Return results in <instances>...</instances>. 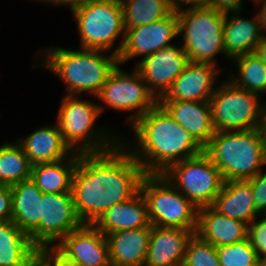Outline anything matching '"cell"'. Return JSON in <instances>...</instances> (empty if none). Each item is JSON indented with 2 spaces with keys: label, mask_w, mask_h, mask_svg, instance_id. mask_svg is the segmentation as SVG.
Here are the masks:
<instances>
[{
  "label": "cell",
  "mask_w": 266,
  "mask_h": 266,
  "mask_svg": "<svg viewBox=\"0 0 266 266\" xmlns=\"http://www.w3.org/2000/svg\"><path fill=\"white\" fill-rule=\"evenodd\" d=\"M144 175L121 141L105 152L81 153L71 184L79 219L94 224L107 209L135 196Z\"/></svg>",
  "instance_id": "6da1fadb"
},
{
  "label": "cell",
  "mask_w": 266,
  "mask_h": 266,
  "mask_svg": "<svg viewBox=\"0 0 266 266\" xmlns=\"http://www.w3.org/2000/svg\"><path fill=\"white\" fill-rule=\"evenodd\" d=\"M37 259L44 266H81L63 253L56 245H44L37 248Z\"/></svg>",
  "instance_id": "d6a6232c"
},
{
  "label": "cell",
  "mask_w": 266,
  "mask_h": 266,
  "mask_svg": "<svg viewBox=\"0 0 266 266\" xmlns=\"http://www.w3.org/2000/svg\"><path fill=\"white\" fill-rule=\"evenodd\" d=\"M133 142H123L145 174H163L172 164L194 157L204 148L157 103L130 125ZM130 144H129V143Z\"/></svg>",
  "instance_id": "7a4b0ae2"
},
{
  "label": "cell",
  "mask_w": 266,
  "mask_h": 266,
  "mask_svg": "<svg viewBox=\"0 0 266 266\" xmlns=\"http://www.w3.org/2000/svg\"><path fill=\"white\" fill-rule=\"evenodd\" d=\"M177 16L181 46L189 62L217 66V55L227 58L223 47L226 14L209 6L186 9L177 12Z\"/></svg>",
  "instance_id": "52a82bcc"
},
{
  "label": "cell",
  "mask_w": 266,
  "mask_h": 266,
  "mask_svg": "<svg viewBox=\"0 0 266 266\" xmlns=\"http://www.w3.org/2000/svg\"><path fill=\"white\" fill-rule=\"evenodd\" d=\"M56 123L65 142L77 153H100L113 149L121 137L97 127L101 115L97 103L65 94L60 102Z\"/></svg>",
  "instance_id": "5b68a950"
},
{
  "label": "cell",
  "mask_w": 266,
  "mask_h": 266,
  "mask_svg": "<svg viewBox=\"0 0 266 266\" xmlns=\"http://www.w3.org/2000/svg\"><path fill=\"white\" fill-rule=\"evenodd\" d=\"M244 0H209V6L223 14L241 12Z\"/></svg>",
  "instance_id": "8d00e7d4"
},
{
  "label": "cell",
  "mask_w": 266,
  "mask_h": 266,
  "mask_svg": "<svg viewBox=\"0 0 266 266\" xmlns=\"http://www.w3.org/2000/svg\"><path fill=\"white\" fill-rule=\"evenodd\" d=\"M56 246L81 266H111L107 239L93 224L71 231Z\"/></svg>",
  "instance_id": "2e32d148"
},
{
  "label": "cell",
  "mask_w": 266,
  "mask_h": 266,
  "mask_svg": "<svg viewBox=\"0 0 266 266\" xmlns=\"http://www.w3.org/2000/svg\"><path fill=\"white\" fill-rule=\"evenodd\" d=\"M120 3L125 28L147 25L173 12L167 0H120Z\"/></svg>",
  "instance_id": "f546056e"
},
{
  "label": "cell",
  "mask_w": 266,
  "mask_h": 266,
  "mask_svg": "<svg viewBox=\"0 0 266 266\" xmlns=\"http://www.w3.org/2000/svg\"><path fill=\"white\" fill-rule=\"evenodd\" d=\"M254 4H256L258 7L259 5H261V8H259V12L256 14L261 23L263 31L266 32V0H256Z\"/></svg>",
  "instance_id": "ab89813d"
},
{
  "label": "cell",
  "mask_w": 266,
  "mask_h": 266,
  "mask_svg": "<svg viewBox=\"0 0 266 266\" xmlns=\"http://www.w3.org/2000/svg\"><path fill=\"white\" fill-rule=\"evenodd\" d=\"M85 1H88V0H56V7H60L61 5L64 6V5H69V8L78 4V3H81V2H85Z\"/></svg>",
  "instance_id": "b9f144b4"
},
{
  "label": "cell",
  "mask_w": 266,
  "mask_h": 266,
  "mask_svg": "<svg viewBox=\"0 0 266 266\" xmlns=\"http://www.w3.org/2000/svg\"><path fill=\"white\" fill-rule=\"evenodd\" d=\"M167 1L173 12H180L192 8L209 7V0H167ZM183 6L185 8H183Z\"/></svg>",
  "instance_id": "74e56055"
},
{
  "label": "cell",
  "mask_w": 266,
  "mask_h": 266,
  "mask_svg": "<svg viewBox=\"0 0 266 266\" xmlns=\"http://www.w3.org/2000/svg\"><path fill=\"white\" fill-rule=\"evenodd\" d=\"M248 181L251 183L256 210L260 214H266V171L261 170Z\"/></svg>",
  "instance_id": "e575fe53"
},
{
  "label": "cell",
  "mask_w": 266,
  "mask_h": 266,
  "mask_svg": "<svg viewBox=\"0 0 266 266\" xmlns=\"http://www.w3.org/2000/svg\"><path fill=\"white\" fill-rule=\"evenodd\" d=\"M43 49L39 51L43 60L38 66L43 65L61 78L67 95L88 92L96 97L118 64V56L105 50L79 48L74 51L54 46Z\"/></svg>",
  "instance_id": "3957f363"
},
{
  "label": "cell",
  "mask_w": 266,
  "mask_h": 266,
  "mask_svg": "<svg viewBox=\"0 0 266 266\" xmlns=\"http://www.w3.org/2000/svg\"><path fill=\"white\" fill-rule=\"evenodd\" d=\"M125 30L124 42L118 54V63L121 66L130 59L139 56L144 58L162 48L174 45L173 38L179 36L177 12H172L153 23Z\"/></svg>",
  "instance_id": "4fadbf2b"
},
{
  "label": "cell",
  "mask_w": 266,
  "mask_h": 266,
  "mask_svg": "<svg viewBox=\"0 0 266 266\" xmlns=\"http://www.w3.org/2000/svg\"><path fill=\"white\" fill-rule=\"evenodd\" d=\"M212 207L219 213L248 225L261 215L256 210L251 183L248 180L224 182Z\"/></svg>",
  "instance_id": "603a6c76"
},
{
  "label": "cell",
  "mask_w": 266,
  "mask_h": 266,
  "mask_svg": "<svg viewBox=\"0 0 266 266\" xmlns=\"http://www.w3.org/2000/svg\"><path fill=\"white\" fill-rule=\"evenodd\" d=\"M12 221L27 235L40 223L42 192L31 179L11 186Z\"/></svg>",
  "instance_id": "484cf974"
},
{
  "label": "cell",
  "mask_w": 266,
  "mask_h": 266,
  "mask_svg": "<svg viewBox=\"0 0 266 266\" xmlns=\"http://www.w3.org/2000/svg\"><path fill=\"white\" fill-rule=\"evenodd\" d=\"M237 87L228 78L217 84L209 99L215 131H247L258 128L262 99Z\"/></svg>",
  "instance_id": "9c48e42d"
},
{
  "label": "cell",
  "mask_w": 266,
  "mask_h": 266,
  "mask_svg": "<svg viewBox=\"0 0 266 266\" xmlns=\"http://www.w3.org/2000/svg\"><path fill=\"white\" fill-rule=\"evenodd\" d=\"M204 148L215 134L209 101H158Z\"/></svg>",
  "instance_id": "d6986e66"
},
{
  "label": "cell",
  "mask_w": 266,
  "mask_h": 266,
  "mask_svg": "<svg viewBox=\"0 0 266 266\" xmlns=\"http://www.w3.org/2000/svg\"><path fill=\"white\" fill-rule=\"evenodd\" d=\"M220 266H257L258 255L249 238L216 247Z\"/></svg>",
  "instance_id": "4dcf8cb0"
},
{
  "label": "cell",
  "mask_w": 266,
  "mask_h": 266,
  "mask_svg": "<svg viewBox=\"0 0 266 266\" xmlns=\"http://www.w3.org/2000/svg\"><path fill=\"white\" fill-rule=\"evenodd\" d=\"M34 1H39V2H43L45 4H52V6H55L56 7V0H34Z\"/></svg>",
  "instance_id": "ee69618b"
},
{
  "label": "cell",
  "mask_w": 266,
  "mask_h": 266,
  "mask_svg": "<svg viewBox=\"0 0 266 266\" xmlns=\"http://www.w3.org/2000/svg\"><path fill=\"white\" fill-rule=\"evenodd\" d=\"M151 225L196 233L198 209L163 174H145L140 183Z\"/></svg>",
  "instance_id": "ba28073f"
},
{
  "label": "cell",
  "mask_w": 266,
  "mask_h": 266,
  "mask_svg": "<svg viewBox=\"0 0 266 266\" xmlns=\"http://www.w3.org/2000/svg\"><path fill=\"white\" fill-rule=\"evenodd\" d=\"M163 175L197 209L212 206L225 182L219 168L204 151L172 164Z\"/></svg>",
  "instance_id": "30bf717a"
},
{
  "label": "cell",
  "mask_w": 266,
  "mask_h": 266,
  "mask_svg": "<svg viewBox=\"0 0 266 266\" xmlns=\"http://www.w3.org/2000/svg\"><path fill=\"white\" fill-rule=\"evenodd\" d=\"M240 13L233 12L225 16L223 47L230 60L253 53L265 33L257 15L249 19L240 17Z\"/></svg>",
  "instance_id": "7402d4cb"
},
{
  "label": "cell",
  "mask_w": 266,
  "mask_h": 266,
  "mask_svg": "<svg viewBox=\"0 0 266 266\" xmlns=\"http://www.w3.org/2000/svg\"><path fill=\"white\" fill-rule=\"evenodd\" d=\"M253 54L266 64V32L255 47Z\"/></svg>",
  "instance_id": "f35d334b"
},
{
  "label": "cell",
  "mask_w": 266,
  "mask_h": 266,
  "mask_svg": "<svg viewBox=\"0 0 266 266\" xmlns=\"http://www.w3.org/2000/svg\"><path fill=\"white\" fill-rule=\"evenodd\" d=\"M37 247L12 220L0 221V266H30Z\"/></svg>",
  "instance_id": "d4e9b609"
},
{
  "label": "cell",
  "mask_w": 266,
  "mask_h": 266,
  "mask_svg": "<svg viewBox=\"0 0 266 266\" xmlns=\"http://www.w3.org/2000/svg\"><path fill=\"white\" fill-rule=\"evenodd\" d=\"M257 266H266V255L258 257Z\"/></svg>",
  "instance_id": "7bdbcfd3"
},
{
  "label": "cell",
  "mask_w": 266,
  "mask_h": 266,
  "mask_svg": "<svg viewBox=\"0 0 266 266\" xmlns=\"http://www.w3.org/2000/svg\"><path fill=\"white\" fill-rule=\"evenodd\" d=\"M93 225L104 235L115 231L148 227L150 221L143 194L139 191L132 198L110 207Z\"/></svg>",
  "instance_id": "cb8c5ba5"
},
{
  "label": "cell",
  "mask_w": 266,
  "mask_h": 266,
  "mask_svg": "<svg viewBox=\"0 0 266 266\" xmlns=\"http://www.w3.org/2000/svg\"><path fill=\"white\" fill-rule=\"evenodd\" d=\"M17 142L22 146L32 166L58 162L75 153L65 142L56 122L36 128Z\"/></svg>",
  "instance_id": "ac0fdd59"
},
{
  "label": "cell",
  "mask_w": 266,
  "mask_h": 266,
  "mask_svg": "<svg viewBox=\"0 0 266 266\" xmlns=\"http://www.w3.org/2000/svg\"><path fill=\"white\" fill-rule=\"evenodd\" d=\"M202 240L218 247L248 238V224L229 218L212 206L198 209L196 233Z\"/></svg>",
  "instance_id": "44dd1931"
},
{
  "label": "cell",
  "mask_w": 266,
  "mask_h": 266,
  "mask_svg": "<svg viewBox=\"0 0 266 266\" xmlns=\"http://www.w3.org/2000/svg\"><path fill=\"white\" fill-rule=\"evenodd\" d=\"M69 9L77 23L80 48L110 52L120 37V44L111 51L118 56L126 31L120 0H88Z\"/></svg>",
  "instance_id": "8992f818"
},
{
  "label": "cell",
  "mask_w": 266,
  "mask_h": 266,
  "mask_svg": "<svg viewBox=\"0 0 266 266\" xmlns=\"http://www.w3.org/2000/svg\"><path fill=\"white\" fill-rule=\"evenodd\" d=\"M238 72L229 74L228 79L237 87L251 93L265 95L266 93V64L253 53L241 55L233 59ZM237 63V64H236Z\"/></svg>",
  "instance_id": "f1b7e54d"
},
{
  "label": "cell",
  "mask_w": 266,
  "mask_h": 266,
  "mask_svg": "<svg viewBox=\"0 0 266 266\" xmlns=\"http://www.w3.org/2000/svg\"><path fill=\"white\" fill-rule=\"evenodd\" d=\"M30 266H44L38 259H36Z\"/></svg>",
  "instance_id": "f6af8a7d"
},
{
  "label": "cell",
  "mask_w": 266,
  "mask_h": 266,
  "mask_svg": "<svg viewBox=\"0 0 266 266\" xmlns=\"http://www.w3.org/2000/svg\"><path fill=\"white\" fill-rule=\"evenodd\" d=\"M263 105L261 109V115H260V122L258 126V130L261 134V137L264 141V144L266 145V102L263 100Z\"/></svg>",
  "instance_id": "60d3db41"
},
{
  "label": "cell",
  "mask_w": 266,
  "mask_h": 266,
  "mask_svg": "<svg viewBox=\"0 0 266 266\" xmlns=\"http://www.w3.org/2000/svg\"><path fill=\"white\" fill-rule=\"evenodd\" d=\"M182 266H220L216 246L194 234L188 242Z\"/></svg>",
  "instance_id": "1f68e13d"
},
{
  "label": "cell",
  "mask_w": 266,
  "mask_h": 266,
  "mask_svg": "<svg viewBox=\"0 0 266 266\" xmlns=\"http://www.w3.org/2000/svg\"><path fill=\"white\" fill-rule=\"evenodd\" d=\"M12 219V192L11 186L0 185V221Z\"/></svg>",
  "instance_id": "d590c367"
},
{
  "label": "cell",
  "mask_w": 266,
  "mask_h": 266,
  "mask_svg": "<svg viewBox=\"0 0 266 266\" xmlns=\"http://www.w3.org/2000/svg\"><path fill=\"white\" fill-rule=\"evenodd\" d=\"M204 152L219 168L225 182L251 179L266 165V145L258 128L215 131Z\"/></svg>",
  "instance_id": "277c9868"
},
{
  "label": "cell",
  "mask_w": 266,
  "mask_h": 266,
  "mask_svg": "<svg viewBox=\"0 0 266 266\" xmlns=\"http://www.w3.org/2000/svg\"><path fill=\"white\" fill-rule=\"evenodd\" d=\"M32 165L17 142L0 145V185L13 186L30 179Z\"/></svg>",
  "instance_id": "83f0119b"
},
{
  "label": "cell",
  "mask_w": 266,
  "mask_h": 266,
  "mask_svg": "<svg viewBox=\"0 0 266 266\" xmlns=\"http://www.w3.org/2000/svg\"><path fill=\"white\" fill-rule=\"evenodd\" d=\"M80 153L54 162L33 165L30 179L42 193L59 194L71 192L72 176Z\"/></svg>",
  "instance_id": "4316f807"
},
{
  "label": "cell",
  "mask_w": 266,
  "mask_h": 266,
  "mask_svg": "<svg viewBox=\"0 0 266 266\" xmlns=\"http://www.w3.org/2000/svg\"><path fill=\"white\" fill-rule=\"evenodd\" d=\"M194 234L190 229L152 225L144 266H182L188 242Z\"/></svg>",
  "instance_id": "e0dca14e"
},
{
  "label": "cell",
  "mask_w": 266,
  "mask_h": 266,
  "mask_svg": "<svg viewBox=\"0 0 266 266\" xmlns=\"http://www.w3.org/2000/svg\"><path fill=\"white\" fill-rule=\"evenodd\" d=\"M188 63V56L180 42L140 59L134 67L143 77L148 90L159 100Z\"/></svg>",
  "instance_id": "5bb4252c"
},
{
  "label": "cell",
  "mask_w": 266,
  "mask_h": 266,
  "mask_svg": "<svg viewBox=\"0 0 266 266\" xmlns=\"http://www.w3.org/2000/svg\"><path fill=\"white\" fill-rule=\"evenodd\" d=\"M218 67L209 63L189 62L158 101H209L217 87V76L223 71Z\"/></svg>",
  "instance_id": "9a60e30c"
},
{
  "label": "cell",
  "mask_w": 266,
  "mask_h": 266,
  "mask_svg": "<svg viewBox=\"0 0 266 266\" xmlns=\"http://www.w3.org/2000/svg\"><path fill=\"white\" fill-rule=\"evenodd\" d=\"M41 200L40 223L29 234L30 240L37 248L56 245L71 231L83 225L76 213L71 192L43 193Z\"/></svg>",
  "instance_id": "7c38bea8"
},
{
  "label": "cell",
  "mask_w": 266,
  "mask_h": 266,
  "mask_svg": "<svg viewBox=\"0 0 266 266\" xmlns=\"http://www.w3.org/2000/svg\"><path fill=\"white\" fill-rule=\"evenodd\" d=\"M152 225L106 234L111 266H144Z\"/></svg>",
  "instance_id": "ffe728a7"
},
{
  "label": "cell",
  "mask_w": 266,
  "mask_h": 266,
  "mask_svg": "<svg viewBox=\"0 0 266 266\" xmlns=\"http://www.w3.org/2000/svg\"><path fill=\"white\" fill-rule=\"evenodd\" d=\"M95 99L103 102V105L98 103L101 114L106 107L120 112L134 111L127 117L128 125L135 123L158 103L137 69L134 67L131 73L124 72L119 63Z\"/></svg>",
  "instance_id": "8fae6325"
},
{
  "label": "cell",
  "mask_w": 266,
  "mask_h": 266,
  "mask_svg": "<svg viewBox=\"0 0 266 266\" xmlns=\"http://www.w3.org/2000/svg\"><path fill=\"white\" fill-rule=\"evenodd\" d=\"M258 218L248 225V238L260 257L266 255V214H261Z\"/></svg>",
  "instance_id": "836d02e7"
}]
</instances>
